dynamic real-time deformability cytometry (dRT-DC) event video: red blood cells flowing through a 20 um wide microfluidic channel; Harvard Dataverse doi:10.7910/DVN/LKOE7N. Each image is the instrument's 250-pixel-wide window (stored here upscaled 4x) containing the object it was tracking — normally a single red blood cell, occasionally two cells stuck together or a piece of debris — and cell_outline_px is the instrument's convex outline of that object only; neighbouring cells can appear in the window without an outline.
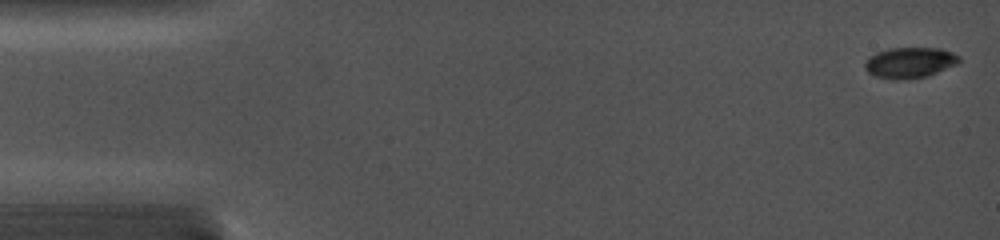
{"species": "common noctule bat (a hibernating species)", "species_latin": "Nyctalus noctula", "temperature_condition": "cold", "stored_images_in_passage": 12, "camera_frame_rate_fps": 5000, "um_per_image_px": 0.085, "animal": {"sex": "female", "body_mass_g": 19.0, "forearm_length_mm": 56.7}, "frame": {"image": 1, "passage_image": 1, "time_ms": 0.0, "image_size_px": [1000, 240], "cell_outline_px": [[960, 60], [956, 64], [928, 76], [904, 80], [892, 80], [876, 76], [868, 72], [864, 68], [864, 60], [868, 56], [876, 52], [888, 48], [940, 48], [952, 52], [960, 56]], "centroid_in_image_um": [77.28, 5.32], "position_along_channel_um": 7.7, "area_um2": 17.11}}
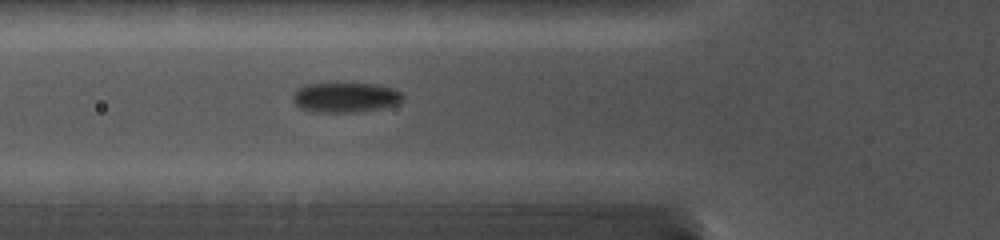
{"frame": {"image": 2, "passage_image": 9, "time_ms": 5.6, "image_size_px": [1000, 240], "cell_outline_px": [[404, 100], [396, 104], [384, 108], [360, 112], [312, 112], [300, 108], [292, 100], [292, 92], [296, 88], [308, 84], [328, 80], [336, 80], [376, 84], [396, 88], [404, 96]], "centroid_in_image_um": [29.33, 8.22], "position_along_channel_um": 96.5, "area_um2": 20.58}}
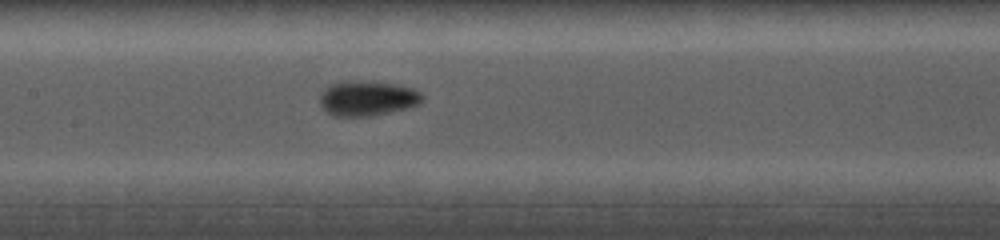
{"frame": {"image": 3, "passage_image": 12, "time_ms": 7.6, "image_size_px": [1000, 240], "cell_outline_px": [[424, 96], [420, 104], [372, 116], [332, 116], [324, 112], [320, 104], [320, 96], [324, 88], [328, 84], [344, 80], [372, 80], [412, 88], [420, 92]], "centroid_in_image_um": [31.16, 8.34], "position_along_channel_um": 176.2, "area_um2": 21.27}}